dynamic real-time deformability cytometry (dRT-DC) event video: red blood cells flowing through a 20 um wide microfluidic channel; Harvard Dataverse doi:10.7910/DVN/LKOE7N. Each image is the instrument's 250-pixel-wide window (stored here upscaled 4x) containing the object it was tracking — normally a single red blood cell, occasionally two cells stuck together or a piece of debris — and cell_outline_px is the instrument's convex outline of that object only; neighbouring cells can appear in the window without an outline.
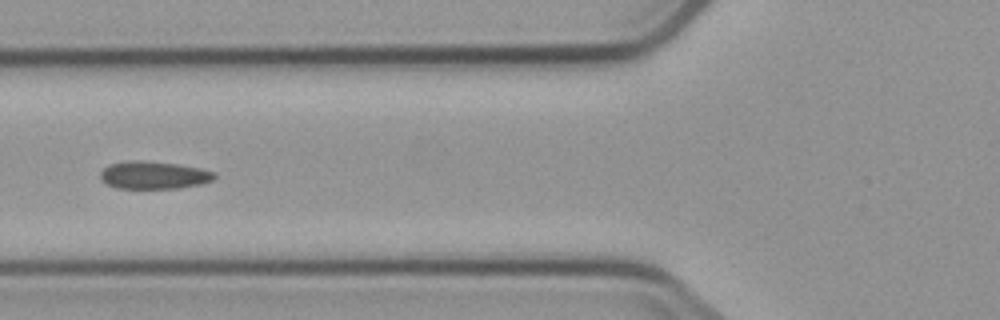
{"species": "common noctule bat (a hibernating species)", "species_latin": "Nyctalus noctula", "temperature_condition": "cold", "stored_images_in_passage": 5, "camera_frame_rate_fps": 3000, "um_per_image_px": 0.085, "animal": {"sex": "male", "body_mass_g": 23.1, "forearm_length_mm": 52.7}, "frame": {"image": 1, "passage_image": 5, "time_ms": 4.667, "image_size_px": [1000, 320], "cell_outline_px": [[216, 176], [212, 180], [200, 184], [180, 188], [116, 188], [100, 180], [100, 172], [108, 164], [128, 160], [144, 160], [176, 164], [200, 168], [216, 172]], "centroid_in_image_um": [13.04, 14.88], "position_along_channel_um": 112.8, "area_um2": 18.5}}